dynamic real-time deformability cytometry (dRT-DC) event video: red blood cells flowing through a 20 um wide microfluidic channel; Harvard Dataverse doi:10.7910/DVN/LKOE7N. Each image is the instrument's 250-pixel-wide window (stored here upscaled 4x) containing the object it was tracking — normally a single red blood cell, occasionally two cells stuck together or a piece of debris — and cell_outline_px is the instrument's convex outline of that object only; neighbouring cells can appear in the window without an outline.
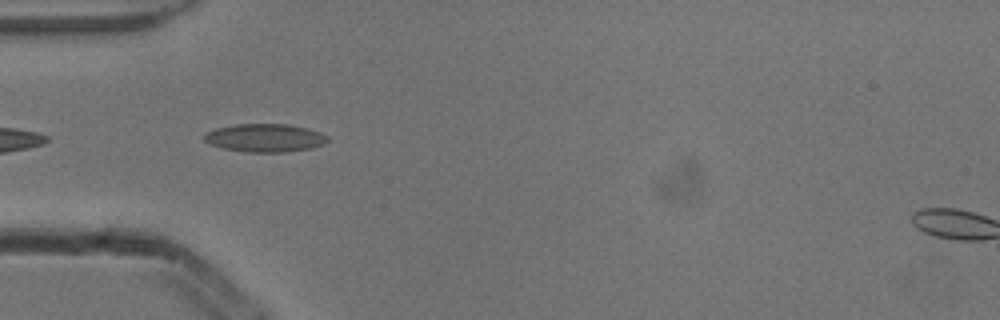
{"species": "common noctule bat (a hibernating species)", "species_latin": "Nyctalus noctula", "temperature_condition": "cold", "stored_images_in_passage": 4, "camera_frame_rate_fps": 3000, "um_per_image_px": 0.085, "animal": {"sex": "male", "body_mass_g": 13.3}, "frame": {"image": 1, "passage_image": 2, "time_ms": 0.333, "image_size_px": [1000, 320], "cell_outline_px": [[328, 140], [324, 144], [312, 148], [288, 152], [244, 152], [220, 148], [208, 144], [204, 140], [204, 136], [208, 132], [216, 128], [236, 124], [288, 124], [308, 128], [320, 132], [328, 136]], "centroid_in_image_um": [22.53, 11.73], "position_along_channel_um": 62.5, "area_um2": 20.46}}